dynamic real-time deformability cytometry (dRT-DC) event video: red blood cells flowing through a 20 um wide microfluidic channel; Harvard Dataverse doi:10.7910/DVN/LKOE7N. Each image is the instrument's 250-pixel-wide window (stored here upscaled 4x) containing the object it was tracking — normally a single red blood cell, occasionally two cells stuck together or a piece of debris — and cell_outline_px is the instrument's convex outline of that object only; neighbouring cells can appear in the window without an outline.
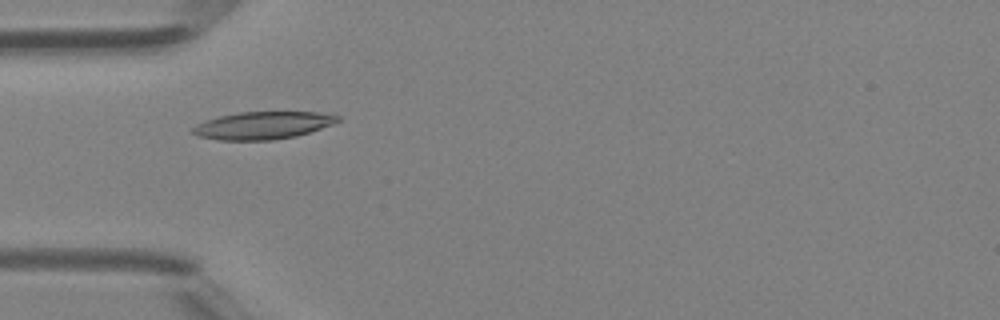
{"species": "Egyptian fruit bat (a non-hibernating species)", "species_latin": "Rousettus aegyptiacus", "temperature_condition": "room temperature", "stored_images_in_passage": 39, "camera_frame_rate_fps": 3000, "um_per_image_px": 0.085, "animal": {"sex": "female"}, "frame": {"image": 1, "passage_image": 6, "time_ms": 1.667, "image_size_px": [1000, 320], "cell_outline_px": [[340, 120], [332, 124], [296, 136], [272, 140], [220, 140], [200, 136], [192, 132], [192, 128], [196, 124], [204, 120], [220, 116], [240, 112], [316, 112], [340, 116]], "centroid_in_image_um": [22.32, 10.65], "position_along_channel_um": 62.7, "area_um2": 23.0}}
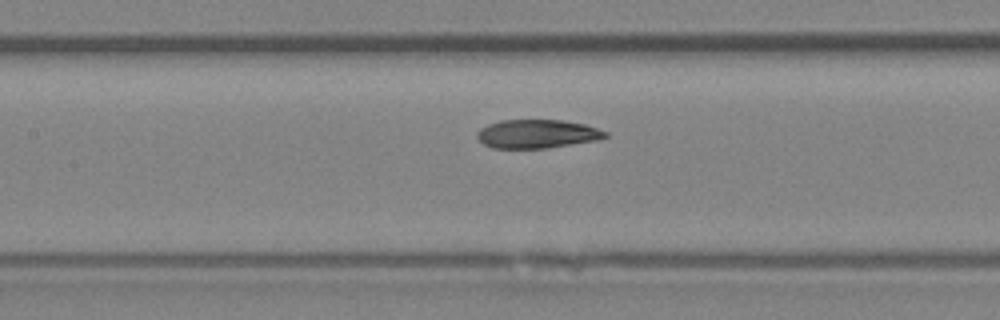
{"frame": {"image": 2, "passage_image": 13, "time_ms": 4.0, "image_size_px": [1000, 320], "cell_outline_px": [[608, 136], [596, 140], [548, 148], [492, 148], [484, 144], [476, 136], [476, 132], [480, 128], [488, 124], [500, 120], [564, 120], [584, 124], [608, 132]], "centroid_in_image_um": [45.63, 11.37], "position_along_channel_um": 161.8, "area_um2": 21.39}}
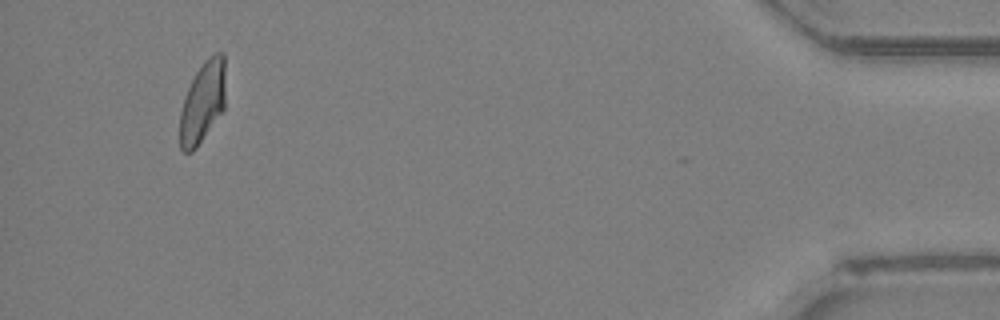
{"frame": {"image": 3, "passage_image": 36, "time_ms": 11.667, "image_size_px": [1000, 320], "cell_outline_px": [[224, 108], [196, 148], [192, 152], [184, 152], [180, 148], [180, 112], [184, 96], [196, 72], [204, 60], [208, 56], [216, 52], [224, 52]], "centroid_in_image_um": [17.21, 8.67], "position_along_channel_um": 418.0, "area_um2": 21.44}, "authors_computed_cell_mechanics": {"area_um2": 21.675, "velocity_mm_per_s": 4.3197, "shape_relaxation_time_tau1_ms": 8.063, "shape_relaxation_time_tau2_ms": 2.0966, "deformation_change_tau1": 0.2204, "deformation_change_tau2": 0.0659}}